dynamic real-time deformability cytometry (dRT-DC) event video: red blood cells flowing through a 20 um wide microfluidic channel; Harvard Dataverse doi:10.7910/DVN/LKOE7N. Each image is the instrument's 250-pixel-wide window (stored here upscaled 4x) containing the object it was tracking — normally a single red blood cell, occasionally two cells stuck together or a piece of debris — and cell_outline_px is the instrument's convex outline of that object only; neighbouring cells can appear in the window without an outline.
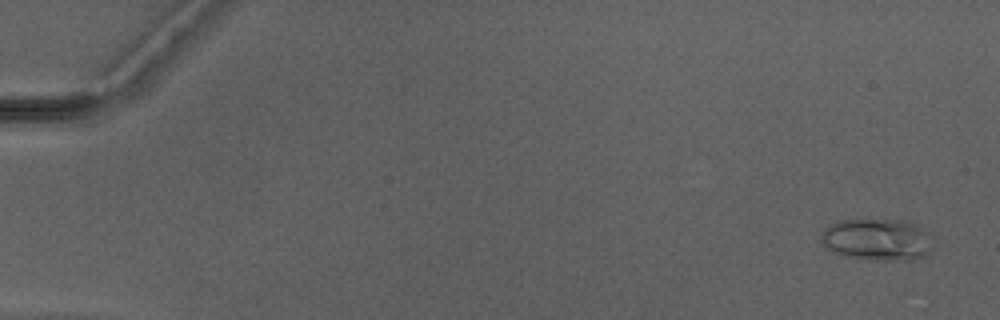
{"species": "Egyptian fruit bat (a non-hibernating species)", "species_latin": "Rousettus aegyptiacus", "temperature_condition": "warm", "stored_images_in_passage": 27, "camera_frame_rate_fps": 3000, "um_per_image_px": 0.085, "animal": {"sex": "male"}, "frame": {"image": 1, "passage_image": 3, "time_ms": 0.667, "image_size_px": [1000, 320], "cell_outline_px": [[932, 236], [928, 252], [924, 256], [912, 260], [856, 260], [832, 252], [820, 240], [820, 236], [824, 228], [828, 224], [836, 220], [904, 220], [920, 224], [932, 232]], "centroid_in_image_um": [74.56, 20.36], "position_along_channel_um": 10.4, "area_um2": 28.09}}
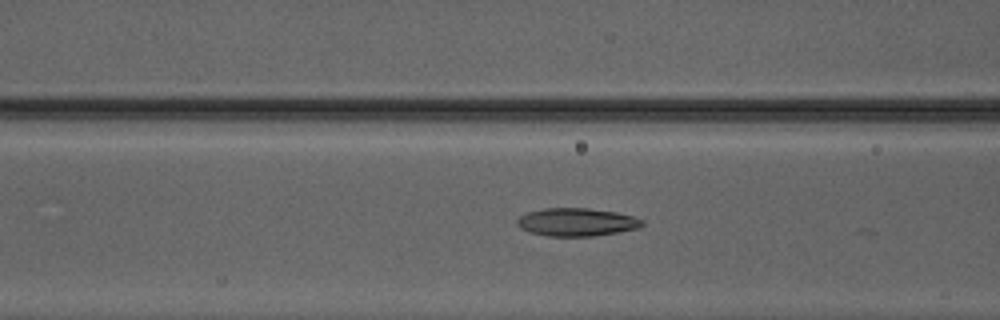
{"frame": {"image": 2, "passage_image": 22, "time_ms": 7.0, "image_size_px": [1000, 320], "cell_outline_px": [[644, 224], [640, 228], [592, 236], [548, 236], [528, 232], [520, 228], [516, 224], [516, 220], [520, 216], [528, 212], [544, 208], [588, 208], [616, 212], [632, 216], [644, 220]], "centroid_in_image_um": [49.0, 18.88], "position_along_channel_um": 117.6, "area_um2": 20.46}}
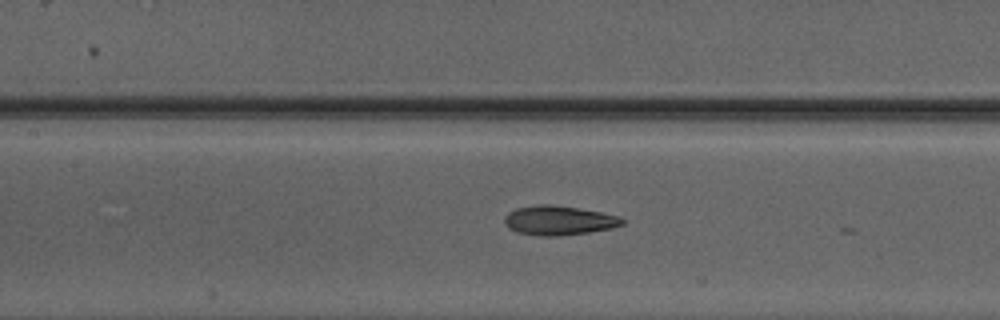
{"frame": {"image": 3, "passage_image": 25, "time_ms": 8.0, "image_size_px": [1000, 320], "cell_outline_px": [[624, 224], [608, 228], [588, 232], [560, 236], [540, 236], [516, 232], [508, 228], [504, 224], [504, 216], [508, 212], [516, 208], [536, 204], [552, 204], [600, 212], [620, 216], [624, 220]], "centroid_in_image_um": [47.43, 18.73], "position_along_channel_um": 160.0, "area_um2": 20.17}}